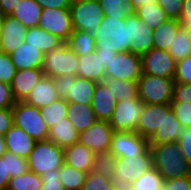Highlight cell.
Wrapping results in <instances>:
<instances>
[{"label":"cell","mask_w":191,"mask_h":190,"mask_svg":"<svg viewBox=\"0 0 191 190\" xmlns=\"http://www.w3.org/2000/svg\"><path fill=\"white\" fill-rule=\"evenodd\" d=\"M153 167L162 175L164 181L191 175V165L182 156L177 142L149 146Z\"/></svg>","instance_id":"1"},{"label":"cell","mask_w":191,"mask_h":190,"mask_svg":"<svg viewBox=\"0 0 191 190\" xmlns=\"http://www.w3.org/2000/svg\"><path fill=\"white\" fill-rule=\"evenodd\" d=\"M94 39L95 51L130 52V33L126 19L104 16Z\"/></svg>","instance_id":"2"},{"label":"cell","mask_w":191,"mask_h":190,"mask_svg":"<svg viewBox=\"0 0 191 190\" xmlns=\"http://www.w3.org/2000/svg\"><path fill=\"white\" fill-rule=\"evenodd\" d=\"M64 163V150L52 141H36L27 158L28 169L37 175L59 170Z\"/></svg>","instance_id":"3"},{"label":"cell","mask_w":191,"mask_h":190,"mask_svg":"<svg viewBox=\"0 0 191 190\" xmlns=\"http://www.w3.org/2000/svg\"><path fill=\"white\" fill-rule=\"evenodd\" d=\"M174 80L143 74L137 81L138 98L144 104L170 105Z\"/></svg>","instance_id":"4"},{"label":"cell","mask_w":191,"mask_h":190,"mask_svg":"<svg viewBox=\"0 0 191 190\" xmlns=\"http://www.w3.org/2000/svg\"><path fill=\"white\" fill-rule=\"evenodd\" d=\"M13 124L36 141H45L49 129L44 122L40 110L24 101H17L12 107Z\"/></svg>","instance_id":"5"},{"label":"cell","mask_w":191,"mask_h":190,"mask_svg":"<svg viewBox=\"0 0 191 190\" xmlns=\"http://www.w3.org/2000/svg\"><path fill=\"white\" fill-rule=\"evenodd\" d=\"M69 10L73 30L86 31L94 37L104 18L98 0H71Z\"/></svg>","instance_id":"6"},{"label":"cell","mask_w":191,"mask_h":190,"mask_svg":"<svg viewBox=\"0 0 191 190\" xmlns=\"http://www.w3.org/2000/svg\"><path fill=\"white\" fill-rule=\"evenodd\" d=\"M60 98L68 103L90 105L97 82L79 76H61L53 78Z\"/></svg>","instance_id":"7"},{"label":"cell","mask_w":191,"mask_h":190,"mask_svg":"<svg viewBox=\"0 0 191 190\" xmlns=\"http://www.w3.org/2000/svg\"><path fill=\"white\" fill-rule=\"evenodd\" d=\"M78 56L64 43L44 54L42 71L46 77L77 76Z\"/></svg>","instance_id":"8"},{"label":"cell","mask_w":191,"mask_h":190,"mask_svg":"<svg viewBox=\"0 0 191 190\" xmlns=\"http://www.w3.org/2000/svg\"><path fill=\"white\" fill-rule=\"evenodd\" d=\"M142 75V59L131 52L116 53L105 68V77L137 82Z\"/></svg>","instance_id":"9"},{"label":"cell","mask_w":191,"mask_h":190,"mask_svg":"<svg viewBox=\"0 0 191 190\" xmlns=\"http://www.w3.org/2000/svg\"><path fill=\"white\" fill-rule=\"evenodd\" d=\"M143 107L139 98L118 101L108 123L114 131L135 132Z\"/></svg>","instance_id":"10"},{"label":"cell","mask_w":191,"mask_h":190,"mask_svg":"<svg viewBox=\"0 0 191 190\" xmlns=\"http://www.w3.org/2000/svg\"><path fill=\"white\" fill-rule=\"evenodd\" d=\"M37 27L53 34L64 43L73 31L69 9H42Z\"/></svg>","instance_id":"11"},{"label":"cell","mask_w":191,"mask_h":190,"mask_svg":"<svg viewBox=\"0 0 191 190\" xmlns=\"http://www.w3.org/2000/svg\"><path fill=\"white\" fill-rule=\"evenodd\" d=\"M149 148L148 139L137 132L114 131L110 152L115 158L142 155Z\"/></svg>","instance_id":"12"},{"label":"cell","mask_w":191,"mask_h":190,"mask_svg":"<svg viewBox=\"0 0 191 190\" xmlns=\"http://www.w3.org/2000/svg\"><path fill=\"white\" fill-rule=\"evenodd\" d=\"M142 73L174 79L176 60L166 50L152 48L142 57Z\"/></svg>","instance_id":"13"},{"label":"cell","mask_w":191,"mask_h":190,"mask_svg":"<svg viewBox=\"0 0 191 190\" xmlns=\"http://www.w3.org/2000/svg\"><path fill=\"white\" fill-rule=\"evenodd\" d=\"M113 128L108 121L96 120L87 130L79 133L78 142L84 144L93 153L110 151Z\"/></svg>","instance_id":"14"},{"label":"cell","mask_w":191,"mask_h":190,"mask_svg":"<svg viewBox=\"0 0 191 190\" xmlns=\"http://www.w3.org/2000/svg\"><path fill=\"white\" fill-rule=\"evenodd\" d=\"M126 25H129L131 53L142 57L154 48L153 29L145 25L134 12L127 16Z\"/></svg>","instance_id":"15"},{"label":"cell","mask_w":191,"mask_h":190,"mask_svg":"<svg viewBox=\"0 0 191 190\" xmlns=\"http://www.w3.org/2000/svg\"><path fill=\"white\" fill-rule=\"evenodd\" d=\"M153 168V158L150 148L142 155L116 158L114 176L122 177L132 183Z\"/></svg>","instance_id":"16"},{"label":"cell","mask_w":191,"mask_h":190,"mask_svg":"<svg viewBox=\"0 0 191 190\" xmlns=\"http://www.w3.org/2000/svg\"><path fill=\"white\" fill-rule=\"evenodd\" d=\"M27 28L14 17L5 15L2 34L0 37V50L6 54L14 52L25 41Z\"/></svg>","instance_id":"17"},{"label":"cell","mask_w":191,"mask_h":190,"mask_svg":"<svg viewBox=\"0 0 191 190\" xmlns=\"http://www.w3.org/2000/svg\"><path fill=\"white\" fill-rule=\"evenodd\" d=\"M182 129L170 105H163V122L148 139L149 146L178 142V133Z\"/></svg>","instance_id":"18"},{"label":"cell","mask_w":191,"mask_h":190,"mask_svg":"<svg viewBox=\"0 0 191 190\" xmlns=\"http://www.w3.org/2000/svg\"><path fill=\"white\" fill-rule=\"evenodd\" d=\"M43 76L42 69L18 70L10 83L14 100L24 101Z\"/></svg>","instance_id":"19"},{"label":"cell","mask_w":191,"mask_h":190,"mask_svg":"<svg viewBox=\"0 0 191 190\" xmlns=\"http://www.w3.org/2000/svg\"><path fill=\"white\" fill-rule=\"evenodd\" d=\"M58 99H60V96L54 85L53 78L43 76L30 91L24 102L40 109Z\"/></svg>","instance_id":"20"},{"label":"cell","mask_w":191,"mask_h":190,"mask_svg":"<svg viewBox=\"0 0 191 190\" xmlns=\"http://www.w3.org/2000/svg\"><path fill=\"white\" fill-rule=\"evenodd\" d=\"M3 136L7 152L24 159L28 158L36 143V140L14 124Z\"/></svg>","instance_id":"21"},{"label":"cell","mask_w":191,"mask_h":190,"mask_svg":"<svg viewBox=\"0 0 191 190\" xmlns=\"http://www.w3.org/2000/svg\"><path fill=\"white\" fill-rule=\"evenodd\" d=\"M91 107L97 120L108 121L116 106V100L103 82L96 84Z\"/></svg>","instance_id":"22"},{"label":"cell","mask_w":191,"mask_h":190,"mask_svg":"<svg viewBox=\"0 0 191 190\" xmlns=\"http://www.w3.org/2000/svg\"><path fill=\"white\" fill-rule=\"evenodd\" d=\"M9 56L17 71L41 69L44 59V54L41 51L25 42L10 53Z\"/></svg>","instance_id":"23"},{"label":"cell","mask_w":191,"mask_h":190,"mask_svg":"<svg viewBox=\"0 0 191 190\" xmlns=\"http://www.w3.org/2000/svg\"><path fill=\"white\" fill-rule=\"evenodd\" d=\"M64 163L77 169L89 173L92 169L94 154L88 147L80 142L63 149Z\"/></svg>","instance_id":"24"},{"label":"cell","mask_w":191,"mask_h":190,"mask_svg":"<svg viewBox=\"0 0 191 190\" xmlns=\"http://www.w3.org/2000/svg\"><path fill=\"white\" fill-rule=\"evenodd\" d=\"M163 122V105L144 104L135 132L149 139Z\"/></svg>","instance_id":"25"},{"label":"cell","mask_w":191,"mask_h":190,"mask_svg":"<svg viewBox=\"0 0 191 190\" xmlns=\"http://www.w3.org/2000/svg\"><path fill=\"white\" fill-rule=\"evenodd\" d=\"M79 132L67 117L60 120L49 129L47 140L52 141L60 148L65 149L78 142Z\"/></svg>","instance_id":"26"},{"label":"cell","mask_w":191,"mask_h":190,"mask_svg":"<svg viewBox=\"0 0 191 190\" xmlns=\"http://www.w3.org/2000/svg\"><path fill=\"white\" fill-rule=\"evenodd\" d=\"M77 76L92 80L95 82H102L105 78V67L96 52L87 53L83 56H78Z\"/></svg>","instance_id":"27"},{"label":"cell","mask_w":191,"mask_h":190,"mask_svg":"<svg viewBox=\"0 0 191 190\" xmlns=\"http://www.w3.org/2000/svg\"><path fill=\"white\" fill-rule=\"evenodd\" d=\"M25 43L37 48L43 54L50 53L64 42L53 34L39 27L27 28Z\"/></svg>","instance_id":"28"},{"label":"cell","mask_w":191,"mask_h":190,"mask_svg":"<svg viewBox=\"0 0 191 190\" xmlns=\"http://www.w3.org/2000/svg\"><path fill=\"white\" fill-rule=\"evenodd\" d=\"M66 117L80 133L87 130L96 122L91 105L68 103Z\"/></svg>","instance_id":"29"},{"label":"cell","mask_w":191,"mask_h":190,"mask_svg":"<svg viewBox=\"0 0 191 190\" xmlns=\"http://www.w3.org/2000/svg\"><path fill=\"white\" fill-rule=\"evenodd\" d=\"M42 7L34 0H21L10 14L26 28L37 27L41 17Z\"/></svg>","instance_id":"30"},{"label":"cell","mask_w":191,"mask_h":190,"mask_svg":"<svg viewBox=\"0 0 191 190\" xmlns=\"http://www.w3.org/2000/svg\"><path fill=\"white\" fill-rule=\"evenodd\" d=\"M180 29L181 25L178 20L168 19L162 23L153 30L154 48L168 51Z\"/></svg>","instance_id":"31"},{"label":"cell","mask_w":191,"mask_h":190,"mask_svg":"<svg viewBox=\"0 0 191 190\" xmlns=\"http://www.w3.org/2000/svg\"><path fill=\"white\" fill-rule=\"evenodd\" d=\"M116 102L138 98L137 82L105 77L102 81Z\"/></svg>","instance_id":"32"},{"label":"cell","mask_w":191,"mask_h":190,"mask_svg":"<svg viewBox=\"0 0 191 190\" xmlns=\"http://www.w3.org/2000/svg\"><path fill=\"white\" fill-rule=\"evenodd\" d=\"M66 44L76 53L83 56L95 51V39L86 31L73 30Z\"/></svg>","instance_id":"33"},{"label":"cell","mask_w":191,"mask_h":190,"mask_svg":"<svg viewBox=\"0 0 191 190\" xmlns=\"http://www.w3.org/2000/svg\"><path fill=\"white\" fill-rule=\"evenodd\" d=\"M134 13L145 25L153 30L168 20L166 13L157 3L141 6Z\"/></svg>","instance_id":"34"},{"label":"cell","mask_w":191,"mask_h":190,"mask_svg":"<svg viewBox=\"0 0 191 190\" xmlns=\"http://www.w3.org/2000/svg\"><path fill=\"white\" fill-rule=\"evenodd\" d=\"M59 180L64 190H82L88 173L78 171L73 167L63 163L59 168Z\"/></svg>","instance_id":"35"},{"label":"cell","mask_w":191,"mask_h":190,"mask_svg":"<svg viewBox=\"0 0 191 190\" xmlns=\"http://www.w3.org/2000/svg\"><path fill=\"white\" fill-rule=\"evenodd\" d=\"M67 108L68 102L60 98L39 109L48 129L66 117Z\"/></svg>","instance_id":"36"},{"label":"cell","mask_w":191,"mask_h":190,"mask_svg":"<svg viewBox=\"0 0 191 190\" xmlns=\"http://www.w3.org/2000/svg\"><path fill=\"white\" fill-rule=\"evenodd\" d=\"M116 158L110 151L95 153L91 172L111 178L114 176Z\"/></svg>","instance_id":"37"},{"label":"cell","mask_w":191,"mask_h":190,"mask_svg":"<svg viewBox=\"0 0 191 190\" xmlns=\"http://www.w3.org/2000/svg\"><path fill=\"white\" fill-rule=\"evenodd\" d=\"M98 2L104 16L119 17L122 20L133 13L130 0H98Z\"/></svg>","instance_id":"38"},{"label":"cell","mask_w":191,"mask_h":190,"mask_svg":"<svg viewBox=\"0 0 191 190\" xmlns=\"http://www.w3.org/2000/svg\"><path fill=\"white\" fill-rule=\"evenodd\" d=\"M41 186V175L28 170L20 176L10 178L7 190H40Z\"/></svg>","instance_id":"39"},{"label":"cell","mask_w":191,"mask_h":190,"mask_svg":"<svg viewBox=\"0 0 191 190\" xmlns=\"http://www.w3.org/2000/svg\"><path fill=\"white\" fill-rule=\"evenodd\" d=\"M163 183L162 175L153 167L131 183V190H159Z\"/></svg>","instance_id":"40"},{"label":"cell","mask_w":191,"mask_h":190,"mask_svg":"<svg viewBox=\"0 0 191 190\" xmlns=\"http://www.w3.org/2000/svg\"><path fill=\"white\" fill-rule=\"evenodd\" d=\"M168 53L176 60H181L191 55V40L184 29H180L169 46Z\"/></svg>","instance_id":"41"},{"label":"cell","mask_w":191,"mask_h":190,"mask_svg":"<svg viewBox=\"0 0 191 190\" xmlns=\"http://www.w3.org/2000/svg\"><path fill=\"white\" fill-rule=\"evenodd\" d=\"M82 190H113L111 178L89 172Z\"/></svg>","instance_id":"42"},{"label":"cell","mask_w":191,"mask_h":190,"mask_svg":"<svg viewBox=\"0 0 191 190\" xmlns=\"http://www.w3.org/2000/svg\"><path fill=\"white\" fill-rule=\"evenodd\" d=\"M170 107L182 128L191 127V104L171 102Z\"/></svg>","instance_id":"43"},{"label":"cell","mask_w":191,"mask_h":190,"mask_svg":"<svg viewBox=\"0 0 191 190\" xmlns=\"http://www.w3.org/2000/svg\"><path fill=\"white\" fill-rule=\"evenodd\" d=\"M16 72L10 56L0 50V82L10 84Z\"/></svg>","instance_id":"44"},{"label":"cell","mask_w":191,"mask_h":190,"mask_svg":"<svg viewBox=\"0 0 191 190\" xmlns=\"http://www.w3.org/2000/svg\"><path fill=\"white\" fill-rule=\"evenodd\" d=\"M175 83H191V55L176 61Z\"/></svg>","instance_id":"45"},{"label":"cell","mask_w":191,"mask_h":190,"mask_svg":"<svg viewBox=\"0 0 191 190\" xmlns=\"http://www.w3.org/2000/svg\"><path fill=\"white\" fill-rule=\"evenodd\" d=\"M28 170L27 159L18 157L14 153L8 152V172L11 178L20 176Z\"/></svg>","instance_id":"46"},{"label":"cell","mask_w":191,"mask_h":190,"mask_svg":"<svg viewBox=\"0 0 191 190\" xmlns=\"http://www.w3.org/2000/svg\"><path fill=\"white\" fill-rule=\"evenodd\" d=\"M177 143L179 144L182 156L191 165V127L180 130Z\"/></svg>","instance_id":"47"},{"label":"cell","mask_w":191,"mask_h":190,"mask_svg":"<svg viewBox=\"0 0 191 190\" xmlns=\"http://www.w3.org/2000/svg\"><path fill=\"white\" fill-rule=\"evenodd\" d=\"M157 4L166 13L168 19H180L183 0H157Z\"/></svg>","instance_id":"48"},{"label":"cell","mask_w":191,"mask_h":190,"mask_svg":"<svg viewBox=\"0 0 191 190\" xmlns=\"http://www.w3.org/2000/svg\"><path fill=\"white\" fill-rule=\"evenodd\" d=\"M172 102L191 104V83H175Z\"/></svg>","instance_id":"49"},{"label":"cell","mask_w":191,"mask_h":190,"mask_svg":"<svg viewBox=\"0 0 191 190\" xmlns=\"http://www.w3.org/2000/svg\"><path fill=\"white\" fill-rule=\"evenodd\" d=\"M42 186L40 190H64L62 183L59 180L58 170H52L50 173L41 175Z\"/></svg>","instance_id":"50"},{"label":"cell","mask_w":191,"mask_h":190,"mask_svg":"<svg viewBox=\"0 0 191 190\" xmlns=\"http://www.w3.org/2000/svg\"><path fill=\"white\" fill-rule=\"evenodd\" d=\"M159 190H191V175L166 180Z\"/></svg>","instance_id":"51"},{"label":"cell","mask_w":191,"mask_h":190,"mask_svg":"<svg viewBox=\"0 0 191 190\" xmlns=\"http://www.w3.org/2000/svg\"><path fill=\"white\" fill-rule=\"evenodd\" d=\"M15 102L10 84L0 82V109L12 108Z\"/></svg>","instance_id":"52"},{"label":"cell","mask_w":191,"mask_h":190,"mask_svg":"<svg viewBox=\"0 0 191 190\" xmlns=\"http://www.w3.org/2000/svg\"><path fill=\"white\" fill-rule=\"evenodd\" d=\"M10 174L8 172V152L0 158V190H7Z\"/></svg>","instance_id":"53"},{"label":"cell","mask_w":191,"mask_h":190,"mask_svg":"<svg viewBox=\"0 0 191 190\" xmlns=\"http://www.w3.org/2000/svg\"><path fill=\"white\" fill-rule=\"evenodd\" d=\"M13 125L12 108L0 109V136H3Z\"/></svg>","instance_id":"54"},{"label":"cell","mask_w":191,"mask_h":190,"mask_svg":"<svg viewBox=\"0 0 191 190\" xmlns=\"http://www.w3.org/2000/svg\"><path fill=\"white\" fill-rule=\"evenodd\" d=\"M43 9H69L71 0H34Z\"/></svg>","instance_id":"55"},{"label":"cell","mask_w":191,"mask_h":190,"mask_svg":"<svg viewBox=\"0 0 191 190\" xmlns=\"http://www.w3.org/2000/svg\"><path fill=\"white\" fill-rule=\"evenodd\" d=\"M21 0H0V13L2 15H10Z\"/></svg>","instance_id":"56"},{"label":"cell","mask_w":191,"mask_h":190,"mask_svg":"<svg viewBox=\"0 0 191 190\" xmlns=\"http://www.w3.org/2000/svg\"><path fill=\"white\" fill-rule=\"evenodd\" d=\"M113 190H131V183L122 177H111Z\"/></svg>","instance_id":"57"},{"label":"cell","mask_w":191,"mask_h":190,"mask_svg":"<svg viewBox=\"0 0 191 190\" xmlns=\"http://www.w3.org/2000/svg\"><path fill=\"white\" fill-rule=\"evenodd\" d=\"M191 20V0H183L179 24L182 26L186 21Z\"/></svg>","instance_id":"58"},{"label":"cell","mask_w":191,"mask_h":190,"mask_svg":"<svg viewBox=\"0 0 191 190\" xmlns=\"http://www.w3.org/2000/svg\"><path fill=\"white\" fill-rule=\"evenodd\" d=\"M95 52H96V56L100 57V60L102 61V65L105 68L108 67L109 61L111 60V58H114L116 54L113 51H95Z\"/></svg>","instance_id":"59"},{"label":"cell","mask_w":191,"mask_h":190,"mask_svg":"<svg viewBox=\"0 0 191 190\" xmlns=\"http://www.w3.org/2000/svg\"><path fill=\"white\" fill-rule=\"evenodd\" d=\"M130 2H131V9L134 12L141 6H147L153 3H157V0H130Z\"/></svg>","instance_id":"60"},{"label":"cell","mask_w":191,"mask_h":190,"mask_svg":"<svg viewBox=\"0 0 191 190\" xmlns=\"http://www.w3.org/2000/svg\"><path fill=\"white\" fill-rule=\"evenodd\" d=\"M182 29L185 30L187 36L189 37V39L191 40V20L186 21L182 26Z\"/></svg>","instance_id":"61"},{"label":"cell","mask_w":191,"mask_h":190,"mask_svg":"<svg viewBox=\"0 0 191 190\" xmlns=\"http://www.w3.org/2000/svg\"><path fill=\"white\" fill-rule=\"evenodd\" d=\"M7 152L4 136H0V158Z\"/></svg>","instance_id":"62"},{"label":"cell","mask_w":191,"mask_h":190,"mask_svg":"<svg viewBox=\"0 0 191 190\" xmlns=\"http://www.w3.org/2000/svg\"><path fill=\"white\" fill-rule=\"evenodd\" d=\"M4 18H5V15H2V14L0 13V37H1V34H2V28H3Z\"/></svg>","instance_id":"63"}]
</instances>
